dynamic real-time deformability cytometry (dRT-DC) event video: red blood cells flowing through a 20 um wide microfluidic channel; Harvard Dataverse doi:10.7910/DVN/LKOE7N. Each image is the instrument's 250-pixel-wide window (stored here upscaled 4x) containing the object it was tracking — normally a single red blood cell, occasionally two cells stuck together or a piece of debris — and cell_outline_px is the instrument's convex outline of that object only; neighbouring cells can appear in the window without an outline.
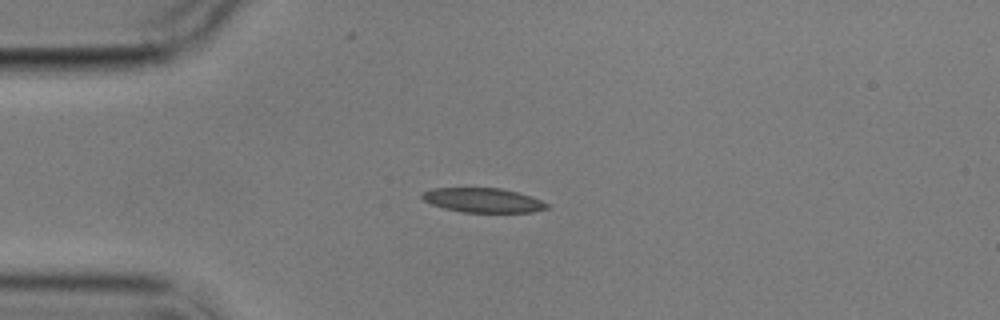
{"species": "common noctule bat (a hibernating species)", "species_latin": "Nyctalus noctula", "temperature_condition": "cold", "stored_images_in_passage": 2, "camera_frame_rate_fps": 3000, "um_per_image_px": 0.085, "animal": {"sex": "male", "body_mass_g": 17.9}, "frame": {"image": 1, "passage_image": 1, "time_ms": 0.0, "image_size_px": [1000, 320], "cell_outline_px": [[548, 208], [532, 212], [460, 212], [444, 208], [432, 204], [424, 200], [420, 196], [424, 192], [432, 188], [500, 188], [516, 192], [540, 200], [548, 204]], "centroid_in_image_um": [41.02, 17.02], "position_along_channel_um": 44.0, "area_um2": 17.51}}